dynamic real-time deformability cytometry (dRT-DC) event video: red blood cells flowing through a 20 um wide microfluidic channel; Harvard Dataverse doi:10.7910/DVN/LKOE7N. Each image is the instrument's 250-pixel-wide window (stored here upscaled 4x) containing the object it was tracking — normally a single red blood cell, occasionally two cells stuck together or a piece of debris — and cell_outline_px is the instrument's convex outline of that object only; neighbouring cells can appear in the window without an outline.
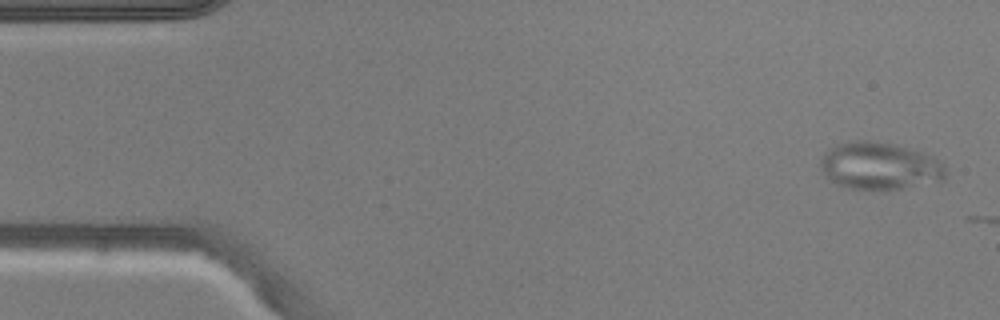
{"species": "common noctule bat (a hibernating species)", "species_latin": "Nyctalus noctula", "temperature_condition": "warm", "stored_images_in_passage": 3, "camera_frame_rate_fps": 3000, "um_per_image_px": 0.085, "animal": {"sex": "male", "body_mass_g": 20.5, "forearm_length_mm": 52.5}, "frame": {"image": 1, "passage_image": 2, "time_ms": 0.333, "image_size_px": [1000, 320], "cell_outline_px": [[944, 180], [900, 188], [848, 188], [836, 184], [828, 180], [824, 176], [820, 168], [820, 160], [824, 152], [828, 148], [836, 144], [852, 140], [868, 140], [892, 144], [908, 148], [932, 156], [940, 160], [944, 164]], "centroid_in_image_um": [74.7, 14.08], "position_along_channel_um": 10.3, "area_um2": 34.33}}